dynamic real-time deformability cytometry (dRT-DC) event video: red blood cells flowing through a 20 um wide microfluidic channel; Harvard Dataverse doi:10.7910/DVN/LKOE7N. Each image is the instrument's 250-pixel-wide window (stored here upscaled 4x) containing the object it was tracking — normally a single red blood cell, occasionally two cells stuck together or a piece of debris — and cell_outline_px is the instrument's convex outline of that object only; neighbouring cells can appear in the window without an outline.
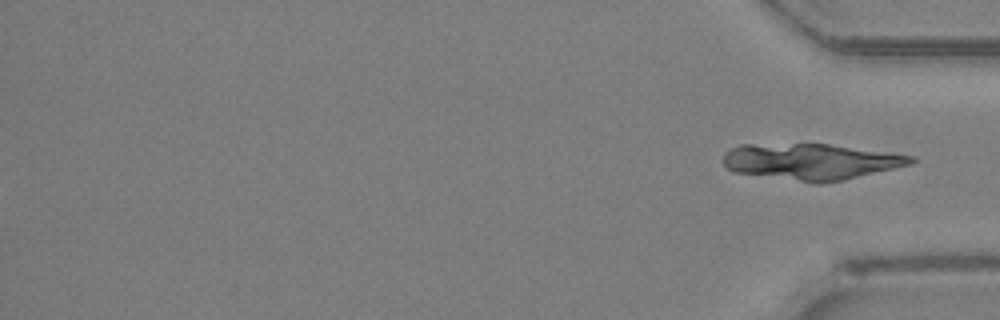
{"species": "Egyptian fruit bat (a non-hibernating species)", "species_latin": "Rousettus aegyptiacus", "temperature_condition": "room temperature", "stored_images_in_passage": 30, "segment_of_instrument_passage": [2, 2], "camera_frame_rate_fps": 3000, "um_per_image_px": 0.085, "animal": {"sex": "female"}, "frame": {"image": 1, "passage_image": 30, "time_ms": 9.667, "image_size_px": [1000, 320], "cell_outline_px": [[916, 160], [912, 164], [844, 180], [820, 184], [812, 184], [732, 172], [724, 164], [724, 152], [740, 144], [828, 144], [916, 156]], "centroid_in_image_um": [68.92, 13.76], "position_along_channel_um": 366.3, "area_um2": 39.94}}